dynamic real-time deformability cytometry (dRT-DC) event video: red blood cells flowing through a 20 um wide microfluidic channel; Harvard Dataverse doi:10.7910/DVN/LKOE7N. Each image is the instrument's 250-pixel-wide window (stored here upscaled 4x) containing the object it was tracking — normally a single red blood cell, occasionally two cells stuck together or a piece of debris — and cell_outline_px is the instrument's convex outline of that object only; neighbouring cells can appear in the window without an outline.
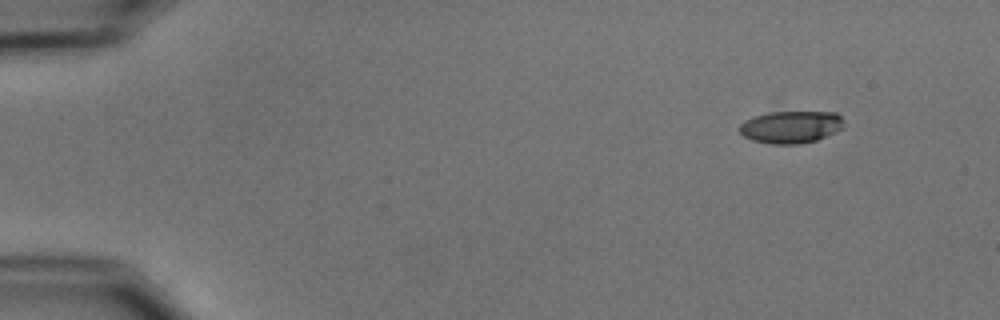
{"species": "common noctule bat (a hibernating species)", "species_latin": "Nyctalus noctula", "temperature_condition": "cold", "stored_images_in_passage": 5, "camera_frame_rate_fps": 3000, "um_per_image_px": 0.085, "animal": {"sex": "male", "body_mass_g": 15.6}, "frame": {"image": 1, "passage_image": 2, "time_ms": 2.0, "image_size_px": [1000, 320], "cell_outline_px": [[844, 124], [840, 128], [816, 140], [796, 144], [768, 144], [752, 140], [744, 136], [740, 132], [740, 124], [744, 120], [768, 112], [836, 112], [844, 120]], "centroid_in_image_um": [67.19, 10.79], "position_along_channel_um": 17.8, "area_um2": 19.42}}
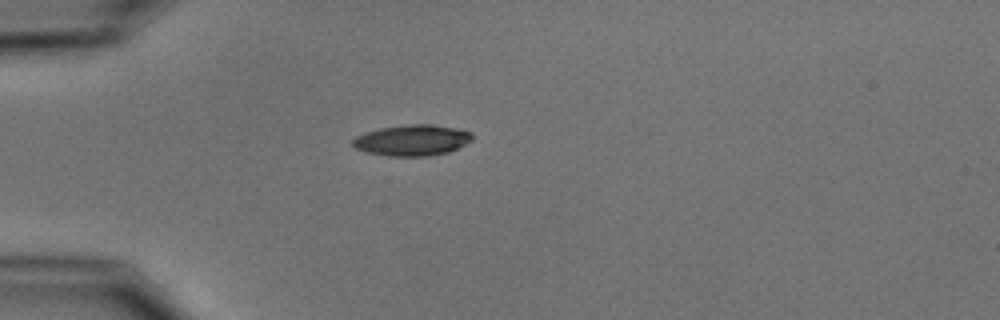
{"frame": {"image": 2, "passage_image": 5, "time_ms": 5.333, "image_size_px": [1000, 320], "cell_outline_px": [[472, 140], [448, 152], [428, 156], [388, 156], [364, 152], [356, 148], [352, 144], [352, 140], [356, 136], [364, 132], [380, 128], [412, 124], [432, 124], [472, 132]], "centroid_in_image_um": [34.98, 11.92], "position_along_channel_um": 50.0, "area_um2": 21.44}}